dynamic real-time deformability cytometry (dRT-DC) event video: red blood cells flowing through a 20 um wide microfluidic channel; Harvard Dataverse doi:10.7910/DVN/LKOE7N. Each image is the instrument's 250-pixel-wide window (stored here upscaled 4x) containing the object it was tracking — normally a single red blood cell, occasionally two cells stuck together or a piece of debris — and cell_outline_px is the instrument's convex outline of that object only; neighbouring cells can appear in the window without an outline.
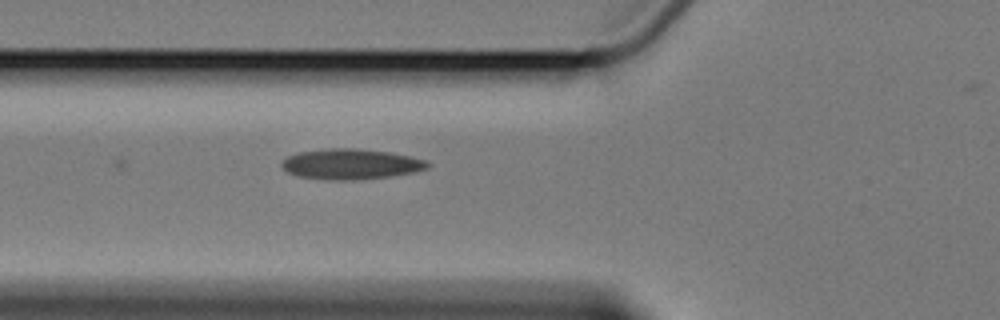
{"species": "Egyptian fruit bat (a non-hibernating species)", "species_latin": "Rousettus aegyptiacus", "temperature_condition": "cold", "stored_images_in_passage": 3, "camera_frame_rate_fps": 3000, "um_per_image_px": 0.085, "animal": {"sex": "female"}, "frame": {"image": 1, "passage_image": 3, "time_ms": 2.333, "image_size_px": [1000, 320], "cell_outline_px": [[432, 164], [428, 168], [416, 172], [392, 176], [356, 180], [332, 180], [296, 176], [288, 172], [280, 164], [288, 156], [300, 152], [328, 148], [356, 148], [392, 152], [412, 156], [428, 160]], "centroid_in_image_um": [29.9, 13.94], "position_along_channel_um": 95.9, "area_um2": 26.18}}